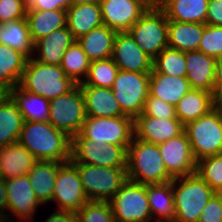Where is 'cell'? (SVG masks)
Segmentation results:
<instances>
[{"label": "cell", "instance_id": "cell-1", "mask_svg": "<svg viewBox=\"0 0 222 222\" xmlns=\"http://www.w3.org/2000/svg\"><path fill=\"white\" fill-rule=\"evenodd\" d=\"M18 142L36 160L66 163L71 158V137L48 122L24 121Z\"/></svg>", "mask_w": 222, "mask_h": 222}, {"label": "cell", "instance_id": "cell-2", "mask_svg": "<svg viewBox=\"0 0 222 222\" xmlns=\"http://www.w3.org/2000/svg\"><path fill=\"white\" fill-rule=\"evenodd\" d=\"M127 179L144 185L172 181L167 173L158 144L149 143L135 136L127 147Z\"/></svg>", "mask_w": 222, "mask_h": 222}, {"label": "cell", "instance_id": "cell-3", "mask_svg": "<svg viewBox=\"0 0 222 222\" xmlns=\"http://www.w3.org/2000/svg\"><path fill=\"white\" fill-rule=\"evenodd\" d=\"M18 85L23 90L50 101L70 92L77 84L66 76L60 66L42 64L31 57L27 60Z\"/></svg>", "mask_w": 222, "mask_h": 222}, {"label": "cell", "instance_id": "cell-4", "mask_svg": "<svg viewBox=\"0 0 222 222\" xmlns=\"http://www.w3.org/2000/svg\"><path fill=\"white\" fill-rule=\"evenodd\" d=\"M178 181L180 185L176 187ZM173 193L174 222H198L202 210L216 192L197 173H194L173 178Z\"/></svg>", "mask_w": 222, "mask_h": 222}, {"label": "cell", "instance_id": "cell-5", "mask_svg": "<svg viewBox=\"0 0 222 222\" xmlns=\"http://www.w3.org/2000/svg\"><path fill=\"white\" fill-rule=\"evenodd\" d=\"M196 161L222 154V106L216 105L207 114L184 126Z\"/></svg>", "mask_w": 222, "mask_h": 222}, {"label": "cell", "instance_id": "cell-6", "mask_svg": "<svg viewBox=\"0 0 222 222\" xmlns=\"http://www.w3.org/2000/svg\"><path fill=\"white\" fill-rule=\"evenodd\" d=\"M89 201H110L128 180L126 168L73 164Z\"/></svg>", "mask_w": 222, "mask_h": 222}, {"label": "cell", "instance_id": "cell-7", "mask_svg": "<svg viewBox=\"0 0 222 222\" xmlns=\"http://www.w3.org/2000/svg\"><path fill=\"white\" fill-rule=\"evenodd\" d=\"M127 32L152 60L168 47V20L157 5L150 6Z\"/></svg>", "mask_w": 222, "mask_h": 222}, {"label": "cell", "instance_id": "cell-8", "mask_svg": "<svg viewBox=\"0 0 222 222\" xmlns=\"http://www.w3.org/2000/svg\"><path fill=\"white\" fill-rule=\"evenodd\" d=\"M79 133L98 145L129 146L134 137V119L129 116H86Z\"/></svg>", "mask_w": 222, "mask_h": 222}, {"label": "cell", "instance_id": "cell-9", "mask_svg": "<svg viewBox=\"0 0 222 222\" xmlns=\"http://www.w3.org/2000/svg\"><path fill=\"white\" fill-rule=\"evenodd\" d=\"M127 147L110 144L98 145L78 133L71 138L70 162L72 164L126 168Z\"/></svg>", "mask_w": 222, "mask_h": 222}, {"label": "cell", "instance_id": "cell-10", "mask_svg": "<svg viewBox=\"0 0 222 222\" xmlns=\"http://www.w3.org/2000/svg\"><path fill=\"white\" fill-rule=\"evenodd\" d=\"M150 73L119 70L111 87L122 112L133 119L143 111L149 95Z\"/></svg>", "mask_w": 222, "mask_h": 222}, {"label": "cell", "instance_id": "cell-11", "mask_svg": "<svg viewBox=\"0 0 222 222\" xmlns=\"http://www.w3.org/2000/svg\"><path fill=\"white\" fill-rule=\"evenodd\" d=\"M117 222H149L152 220L147 185L127 180L109 201Z\"/></svg>", "mask_w": 222, "mask_h": 222}, {"label": "cell", "instance_id": "cell-12", "mask_svg": "<svg viewBox=\"0 0 222 222\" xmlns=\"http://www.w3.org/2000/svg\"><path fill=\"white\" fill-rule=\"evenodd\" d=\"M85 118L84 97L79 84L70 92L50 100L48 121L71 138L81 131Z\"/></svg>", "mask_w": 222, "mask_h": 222}, {"label": "cell", "instance_id": "cell-13", "mask_svg": "<svg viewBox=\"0 0 222 222\" xmlns=\"http://www.w3.org/2000/svg\"><path fill=\"white\" fill-rule=\"evenodd\" d=\"M52 200L58 203V210L75 213L89 201L78 169L70 161L63 163L58 169Z\"/></svg>", "mask_w": 222, "mask_h": 222}, {"label": "cell", "instance_id": "cell-14", "mask_svg": "<svg viewBox=\"0 0 222 222\" xmlns=\"http://www.w3.org/2000/svg\"><path fill=\"white\" fill-rule=\"evenodd\" d=\"M167 173L172 178L196 173L197 161L193 155L189 138L183 132L178 137L158 144Z\"/></svg>", "mask_w": 222, "mask_h": 222}, {"label": "cell", "instance_id": "cell-15", "mask_svg": "<svg viewBox=\"0 0 222 222\" xmlns=\"http://www.w3.org/2000/svg\"><path fill=\"white\" fill-rule=\"evenodd\" d=\"M103 23L116 32H127L148 10L145 0H100Z\"/></svg>", "mask_w": 222, "mask_h": 222}, {"label": "cell", "instance_id": "cell-16", "mask_svg": "<svg viewBox=\"0 0 222 222\" xmlns=\"http://www.w3.org/2000/svg\"><path fill=\"white\" fill-rule=\"evenodd\" d=\"M111 58L119 70L139 73H151L153 70V60L128 32H117Z\"/></svg>", "mask_w": 222, "mask_h": 222}, {"label": "cell", "instance_id": "cell-17", "mask_svg": "<svg viewBox=\"0 0 222 222\" xmlns=\"http://www.w3.org/2000/svg\"><path fill=\"white\" fill-rule=\"evenodd\" d=\"M184 132L178 118H153L142 113L134 119V136L137 139L160 144Z\"/></svg>", "mask_w": 222, "mask_h": 222}, {"label": "cell", "instance_id": "cell-18", "mask_svg": "<svg viewBox=\"0 0 222 222\" xmlns=\"http://www.w3.org/2000/svg\"><path fill=\"white\" fill-rule=\"evenodd\" d=\"M7 209L21 219L31 221L39 204H42L32 190L28 175L5 180ZM30 219V220H29Z\"/></svg>", "mask_w": 222, "mask_h": 222}, {"label": "cell", "instance_id": "cell-19", "mask_svg": "<svg viewBox=\"0 0 222 222\" xmlns=\"http://www.w3.org/2000/svg\"><path fill=\"white\" fill-rule=\"evenodd\" d=\"M186 78L191 89L212 93L216 59L200 51L185 52Z\"/></svg>", "mask_w": 222, "mask_h": 222}, {"label": "cell", "instance_id": "cell-20", "mask_svg": "<svg viewBox=\"0 0 222 222\" xmlns=\"http://www.w3.org/2000/svg\"><path fill=\"white\" fill-rule=\"evenodd\" d=\"M79 86L84 97L86 116L96 118L126 116L122 112L111 88Z\"/></svg>", "mask_w": 222, "mask_h": 222}, {"label": "cell", "instance_id": "cell-21", "mask_svg": "<svg viewBox=\"0 0 222 222\" xmlns=\"http://www.w3.org/2000/svg\"><path fill=\"white\" fill-rule=\"evenodd\" d=\"M75 41L68 27L52 31L46 37L34 43V51H39V57L33 59L42 64L60 66L65 51Z\"/></svg>", "mask_w": 222, "mask_h": 222}, {"label": "cell", "instance_id": "cell-22", "mask_svg": "<svg viewBox=\"0 0 222 222\" xmlns=\"http://www.w3.org/2000/svg\"><path fill=\"white\" fill-rule=\"evenodd\" d=\"M66 11L67 27L75 40L104 25L99 2L71 5Z\"/></svg>", "mask_w": 222, "mask_h": 222}, {"label": "cell", "instance_id": "cell-23", "mask_svg": "<svg viewBox=\"0 0 222 222\" xmlns=\"http://www.w3.org/2000/svg\"><path fill=\"white\" fill-rule=\"evenodd\" d=\"M208 1L158 0L157 6L164 12L167 20L205 24Z\"/></svg>", "mask_w": 222, "mask_h": 222}, {"label": "cell", "instance_id": "cell-24", "mask_svg": "<svg viewBox=\"0 0 222 222\" xmlns=\"http://www.w3.org/2000/svg\"><path fill=\"white\" fill-rule=\"evenodd\" d=\"M36 161L19 142L0 147V167L5 180L27 175Z\"/></svg>", "mask_w": 222, "mask_h": 222}, {"label": "cell", "instance_id": "cell-25", "mask_svg": "<svg viewBox=\"0 0 222 222\" xmlns=\"http://www.w3.org/2000/svg\"><path fill=\"white\" fill-rule=\"evenodd\" d=\"M191 90L186 77L169 76L163 73H150L149 95L176 106Z\"/></svg>", "mask_w": 222, "mask_h": 222}, {"label": "cell", "instance_id": "cell-26", "mask_svg": "<svg viewBox=\"0 0 222 222\" xmlns=\"http://www.w3.org/2000/svg\"><path fill=\"white\" fill-rule=\"evenodd\" d=\"M117 32L106 25L92 29L77 41L88 59L92 61L112 57L113 46Z\"/></svg>", "mask_w": 222, "mask_h": 222}, {"label": "cell", "instance_id": "cell-27", "mask_svg": "<svg viewBox=\"0 0 222 222\" xmlns=\"http://www.w3.org/2000/svg\"><path fill=\"white\" fill-rule=\"evenodd\" d=\"M205 26L168 20V47L182 52L198 51Z\"/></svg>", "mask_w": 222, "mask_h": 222}, {"label": "cell", "instance_id": "cell-28", "mask_svg": "<svg viewBox=\"0 0 222 222\" xmlns=\"http://www.w3.org/2000/svg\"><path fill=\"white\" fill-rule=\"evenodd\" d=\"M11 100L21 112L24 121L48 122L50 101L47 98L29 93L17 85L11 89Z\"/></svg>", "mask_w": 222, "mask_h": 222}, {"label": "cell", "instance_id": "cell-29", "mask_svg": "<svg viewBox=\"0 0 222 222\" xmlns=\"http://www.w3.org/2000/svg\"><path fill=\"white\" fill-rule=\"evenodd\" d=\"M63 163L37 160L28 172L32 190L41 203L52 201L57 172Z\"/></svg>", "mask_w": 222, "mask_h": 222}, {"label": "cell", "instance_id": "cell-30", "mask_svg": "<svg viewBox=\"0 0 222 222\" xmlns=\"http://www.w3.org/2000/svg\"><path fill=\"white\" fill-rule=\"evenodd\" d=\"M215 106L216 104L212 93L191 89L175 106L176 115L185 126L189 122L195 121L207 114Z\"/></svg>", "mask_w": 222, "mask_h": 222}, {"label": "cell", "instance_id": "cell-31", "mask_svg": "<svg viewBox=\"0 0 222 222\" xmlns=\"http://www.w3.org/2000/svg\"><path fill=\"white\" fill-rule=\"evenodd\" d=\"M26 19L29 26L30 36L35 43L46 37L52 31L67 26L66 10H27Z\"/></svg>", "mask_w": 222, "mask_h": 222}, {"label": "cell", "instance_id": "cell-32", "mask_svg": "<svg viewBox=\"0 0 222 222\" xmlns=\"http://www.w3.org/2000/svg\"><path fill=\"white\" fill-rule=\"evenodd\" d=\"M0 44L23 53L28 59L34 53V43L30 36L26 18L0 23Z\"/></svg>", "mask_w": 222, "mask_h": 222}, {"label": "cell", "instance_id": "cell-33", "mask_svg": "<svg viewBox=\"0 0 222 222\" xmlns=\"http://www.w3.org/2000/svg\"><path fill=\"white\" fill-rule=\"evenodd\" d=\"M147 197L151 216L156 214L160 217L157 222L175 221L173 180L162 184H148Z\"/></svg>", "mask_w": 222, "mask_h": 222}, {"label": "cell", "instance_id": "cell-34", "mask_svg": "<svg viewBox=\"0 0 222 222\" xmlns=\"http://www.w3.org/2000/svg\"><path fill=\"white\" fill-rule=\"evenodd\" d=\"M28 58L9 46L0 44V82L10 87L21 80Z\"/></svg>", "mask_w": 222, "mask_h": 222}, {"label": "cell", "instance_id": "cell-35", "mask_svg": "<svg viewBox=\"0 0 222 222\" xmlns=\"http://www.w3.org/2000/svg\"><path fill=\"white\" fill-rule=\"evenodd\" d=\"M23 123V116L12 100L0 106V147L18 142Z\"/></svg>", "mask_w": 222, "mask_h": 222}, {"label": "cell", "instance_id": "cell-36", "mask_svg": "<svg viewBox=\"0 0 222 222\" xmlns=\"http://www.w3.org/2000/svg\"><path fill=\"white\" fill-rule=\"evenodd\" d=\"M91 61L83 51L81 45L75 40L65 51L60 67L66 76L71 78L76 84L83 82L80 76L87 77Z\"/></svg>", "mask_w": 222, "mask_h": 222}, {"label": "cell", "instance_id": "cell-37", "mask_svg": "<svg viewBox=\"0 0 222 222\" xmlns=\"http://www.w3.org/2000/svg\"><path fill=\"white\" fill-rule=\"evenodd\" d=\"M151 73H163L169 76L186 77L185 52L165 48L154 60Z\"/></svg>", "mask_w": 222, "mask_h": 222}, {"label": "cell", "instance_id": "cell-38", "mask_svg": "<svg viewBox=\"0 0 222 222\" xmlns=\"http://www.w3.org/2000/svg\"><path fill=\"white\" fill-rule=\"evenodd\" d=\"M118 71L119 68L112 58L92 61L86 80L79 85L111 88Z\"/></svg>", "mask_w": 222, "mask_h": 222}, {"label": "cell", "instance_id": "cell-39", "mask_svg": "<svg viewBox=\"0 0 222 222\" xmlns=\"http://www.w3.org/2000/svg\"><path fill=\"white\" fill-rule=\"evenodd\" d=\"M196 173L215 191L222 189V154L197 161Z\"/></svg>", "mask_w": 222, "mask_h": 222}, {"label": "cell", "instance_id": "cell-40", "mask_svg": "<svg viewBox=\"0 0 222 222\" xmlns=\"http://www.w3.org/2000/svg\"><path fill=\"white\" fill-rule=\"evenodd\" d=\"M75 214L79 222H117L109 201H88Z\"/></svg>", "mask_w": 222, "mask_h": 222}, {"label": "cell", "instance_id": "cell-41", "mask_svg": "<svg viewBox=\"0 0 222 222\" xmlns=\"http://www.w3.org/2000/svg\"><path fill=\"white\" fill-rule=\"evenodd\" d=\"M198 51L215 59L222 57V26L204 27Z\"/></svg>", "mask_w": 222, "mask_h": 222}, {"label": "cell", "instance_id": "cell-42", "mask_svg": "<svg viewBox=\"0 0 222 222\" xmlns=\"http://www.w3.org/2000/svg\"><path fill=\"white\" fill-rule=\"evenodd\" d=\"M142 114L153 118H177L174 105L150 95L145 101Z\"/></svg>", "mask_w": 222, "mask_h": 222}, {"label": "cell", "instance_id": "cell-43", "mask_svg": "<svg viewBox=\"0 0 222 222\" xmlns=\"http://www.w3.org/2000/svg\"><path fill=\"white\" fill-rule=\"evenodd\" d=\"M27 0H0V23L26 18Z\"/></svg>", "mask_w": 222, "mask_h": 222}, {"label": "cell", "instance_id": "cell-44", "mask_svg": "<svg viewBox=\"0 0 222 222\" xmlns=\"http://www.w3.org/2000/svg\"><path fill=\"white\" fill-rule=\"evenodd\" d=\"M198 222H222L221 200L216 193L205 205Z\"/></svg>", "mask_w": 222, "mask_h": 222}, {"label": "cell", "instance_id": "cell-45", "mask_svg": "<svg viewBox=\"0 0 222 222\" xmlns=\"http://www.w3.org/2000/svg\"><path fill=\"white\" fill-rule=\"evenodd\" d=\"M71 0H27V10H67Z\"/></svg>", "mask_w": 222, "mask_h": 222}, {"label": "cell", "instance_id": "cell-46", "mask_svg": "<svg viewBox=\"0 0 222 222\" xmlns=\"http://www.w3.org/2000/svg\"><path fill=\"white\" fill-rule=\"evenodd\" d=\"M206 25L222 26V0H209Z\"/></svg>", "mask_w": 222, "mask_h": 222}, {"label": "cell", "instance_id": "cell-47", "mask_svg": "<svg viewBox=\"0 0 222 222\" xmlns=\"http://www.w3.org/2000/svg\"><path fill=\"white\" fill-rule=\"evenodd\" d=\"M212 94L215 104L218 106H222V57L216 59L215 80Z\"/></svg>", "mask_w": 222, "mask_h": 222}, {"label": "cell", "instance_id": "cell-48", "mask_svg": "<svg viewBox=\"0 0 222 222\" xmlns=\"http://www.w3.org/2000/svg\"><path fill=\"white\" fill-rule=\"evenodd\" d=\"M76 219L75 212L58 210L50 215L45 222H74Z\"/></svg>", "mask_w": 222, "mask_h": 222}, {"label": "cell", "instance_id": "cell-49", "mask_svg": "<svg viewBox=\"0 0 222 222\" xmlns=\"http://www.w3.org/2000/svg\"><path fill=\"white\" fill-rule=\"evenodd\" d=\"M4 209H7V190L5 179L2 178L0 179V222H7V214H2Z\"/></svg>", "mask_w": 222, "mask_h": 222}, {"label": "cell", "instance_id": "cell-50", "mask_svg": "<svg viewBox=\"0 0 222 222\" xmlns=\"http://www.w3.org/2000/svg\"><path fill=\"white\" fill-rule=\"evenodd\" d=\"M11 89L12 87L0 82V106L5 105L9 100H11Z\"/></svg>", "mask_w": 222, "mask_h": 222}, {"label": "cell", "instance_id": "cell-51", "mask_svg": "<svg viewBox=\"0 0 222 222\" xmlns=\"http://www.w3.org/2000/svg\"><path fill=\"white\" fill-rule=\"evenodd\" d=\"M71 1H72V5L100 2V0H71Z\"/></svg>", "mask_w": 222, "mask_h": 222}, {"label": "cell", "instance_id": "cell-52", "mask_svg": "<svg viewBox=\"0 0 222 222\" xmlns=\"http://www.w3.org/2000/svg\"><path fill=\"white\" fill-rule=\"evenodd\" d=\"M150 6H155L158 3V0H145Z\"/></svg>", "mask_w": 222, "mask_h": 222}, {"label": "cell", "instance_id": "cell-53", "mask_svg": "<svg viewBox=\"0 0 222 222\" xmlns=\"http://www.w3.org/2000/svg\"><path fill=\"white\" fill-rule=\"evenodd\" d=\"M217 196L220 198L221 200V205H222V189H220L219 191L216 192Z\"/></svg>", "mask_w": 222, "mask_h": 222}, {"label": "cell", "instance_id": "cell-54", "mask_svg": "<svg viewBox=\"0 0 222 222\" xmlns=\"http://www.w3.org/2000/svg\"><path fill=\"white\" fill-rule=\"evenodd\" d=\"M3 178L2 172H1V167H0V179Z\"/></svg>", "mask_w": 222, "mask_h": 222}]
</instances>
